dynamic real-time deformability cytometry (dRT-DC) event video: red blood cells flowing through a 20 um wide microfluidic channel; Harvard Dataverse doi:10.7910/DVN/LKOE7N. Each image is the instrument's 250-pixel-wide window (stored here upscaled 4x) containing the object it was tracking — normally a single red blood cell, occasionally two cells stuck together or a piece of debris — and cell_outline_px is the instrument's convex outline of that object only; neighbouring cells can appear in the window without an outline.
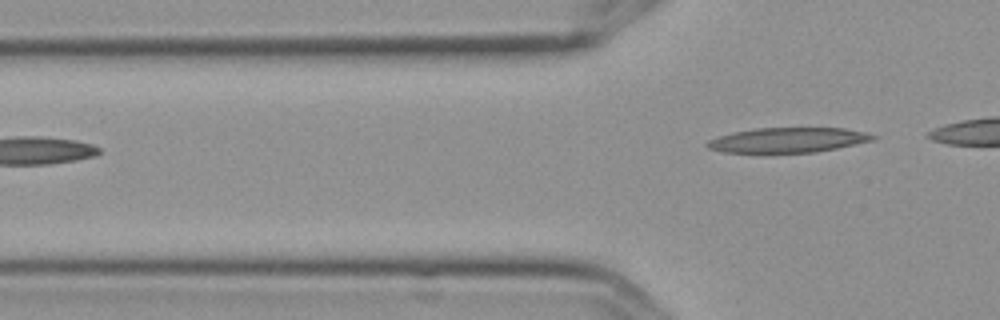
{"species": "Egyptian fruit bat (a non-hibernating species)", "species_latin": "Rousettus aegyptiacus", "temperature_condition": "cold", "stored_images_in_passage": 4, "camera_frame_rate_fps": 3000, "um_per_image_px": 0.085, "frame": {"image": 1, "passage_image": 4, "time_ms": 1.0, "image_size_px": [1000, 320], "cell_outline_px": [[876, 136], [872, 140], [856, 144], [816, 152], [724, 152], [708, 148], [704, 144], [708, 140], [732, 132], [756, 128], [844, 128], [864, 132]], "centroid_in_image_um": [66.94, 11.9], "position_along_channel_um": 58.9, "area_um2": 23.76}}